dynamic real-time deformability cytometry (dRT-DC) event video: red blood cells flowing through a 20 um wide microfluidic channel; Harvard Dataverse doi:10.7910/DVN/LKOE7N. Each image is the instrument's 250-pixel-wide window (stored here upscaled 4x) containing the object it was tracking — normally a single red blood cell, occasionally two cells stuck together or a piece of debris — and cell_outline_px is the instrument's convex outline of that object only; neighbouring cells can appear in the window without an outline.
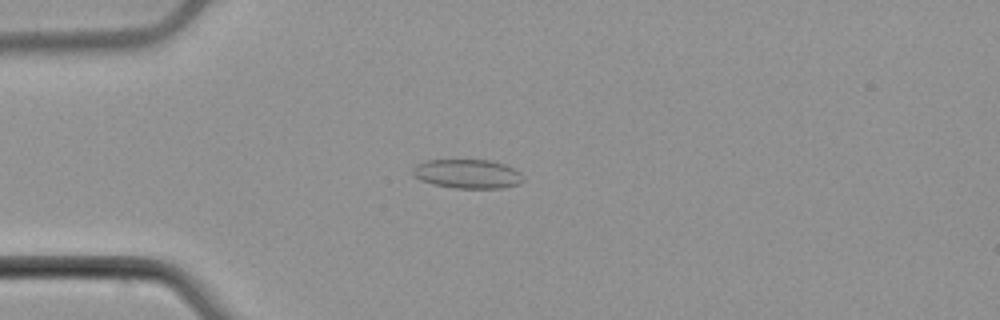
{"species": "common noctule bat (a hibernating species)", "species_latin": "Nyctalus noctula", "temperature_condition": "cold", "stored_images_in_passage": 54, "camera_frame_rate_fps": 3000, "um_per_image_px": 0.085, "animal": {"sex": "male", "body_mass_g": 21.5, "forearm_length_mm": 52.0}, "frame": {"image": 1, "passage_image": 14, "time_ms": 4.333, "image_size_px": [1000, 320], "cell_outline_px": [[524, 180], [520, 184], [500, 188], [456, 188], [432, 184], [420, 180], [412, 176], [412, 168], [416, 164], [428, 160], [488, 160], [504, 164], [520, 172]], "centroid_in_image_um": [39.7, 14.78], "position_along_channel_um": 45.3, "area_um2": 18.79}}
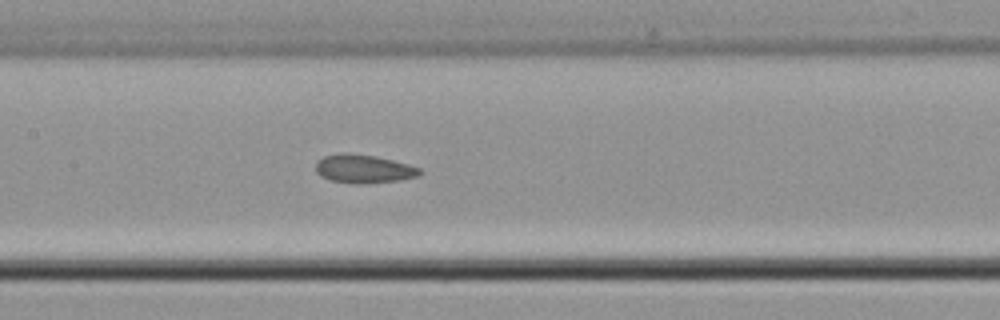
{"frame": {"image": 2, "passage_image": 26, "time_ms": 8.333, "image_size_px": [1000, 320], "cell_outline_px": [[424, 172], [416, 176], [400, 180], [364, 184], [352, 184], [328, 180], [320, 176], [316, 172], [316, 160], [324, 156], [376, 156], [408, 164], [420, 168]], "centroid_in_image_um": [30.94, 14.41], "position_along_channel_um": 176.5, "area_um2": 16.76}}
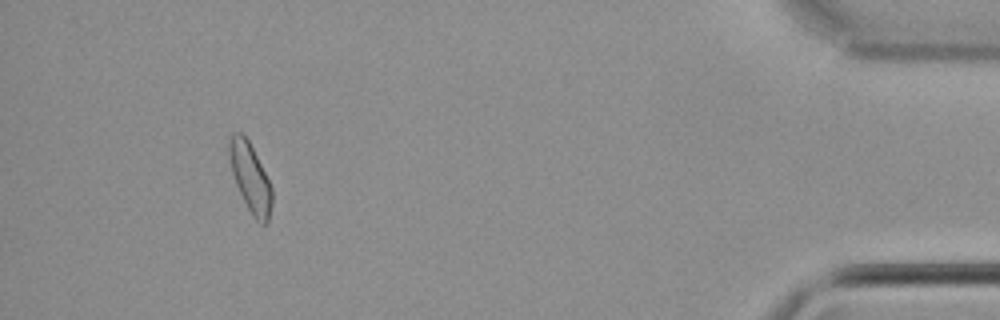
{"frame": {"image": 3, "passage_image": 50, "time_ms": 16.333, "image_size_px": [1000, 320], "cell_outline_px": [[272, 204], [268, 220], [264, 224], [260, 224], [252, 216], [236, 184], [232, 172], [228, 152], [228, 144], [232, 132], [240, 132], [248, 140], [272, 188]], "centroid_in_image_um": [21.26, 15.1], "position_along_channel_um": 413.9, "area_um2": 16.76}, "authors_computed_cell_mechanics": {"area_um2": 17.051, "velocity_mm_per_s": 3.8013, "shape_relaxation_time_tau1_ms": null, "shape_relaxation_time_tau2_ms": 3.177, "deformation_change_tau1": null, "deformation_change_tau2": 0.0874}}